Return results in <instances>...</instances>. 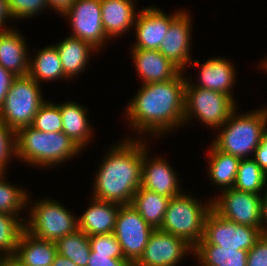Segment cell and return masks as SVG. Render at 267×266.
<instances>
[{"label":"cell","mask_w":267,"mask_h":266,"mask_svg":"<svg viewBox=\"0 0 267 266\" xmlns=\"http://www.w3.org/2000/svg\"><path fill=\"white\" fill-rule=\"evenodd\" d=\"M186 81L181 71L173 79L143 84L126 110L133 129L160 135L184 124Z\"/></svg>","instance_id":"1"},{"label":"cell","mask_w":267,"mask_h":266,"mask_svg":"<svg viewBox=\"0 0 267 266\" xmlns=\"http://www.w3.org/2000/svg\"><path fill=\"white\" fill-rule=\"evenodd\" d=\"M144 144L125 139L111 149L98 169L93 198L131 205L135 192L141 187Z\"/></svg>","instance_id":"2"},{"label":"cell","mask_w":267,"mask_h":266,"mask_svg":"<svg viewBox=\"0 0 267 266\" xmlns=\"http://www.w3.org/2000/svg\"><path fill=\"white\" fill-rule=\"evenodd\" d=\"M15 155L33 166H49L76 156L81 148L64 132H42L31 126L15 132Z\"/></svg>","instance_id":"3"},{"label":"cell","mask_w":267,"mask_h":266,"mask_svg":"<svg viewBox=\"0 0 267 266\" xmlns=\"http://www.w3.org/2000/svg\"><path fill=\"white\" fill-rule=\"evenodd\" d=\"M235 112L236 109L222 125L224 129L219 132L213 144L225 153L245 159L250 152H255L267 132V109L238 117Z\"/></svg>","instance_id":"4"},{"label":"cell","mask_w":267,"mask_h":266,"mask_svg":"<svg viewBox=\"0 0 267 266\" xmlns=\"http://www.w3.org/2000/svg\"><path fill=\"white\" fill-rule=\"evenodd\" d=\"M201 203L183 193L172 197L159 230L184 239L194 248L203 238L205 220L212 210V201L209 205Z\"/></svg>","instance_id":"5"},{"label":"cell","mask_w":267,"mask_h":266,"mask_svg":"<svg viewBox=\"0 0 267 266\" xmlns=\"http://www.w3.org/2000/svg\"><path fill=\"white\" fill-rule=\"evenodd\" d=\"M39 88V83L29 75L17 76L13 80L0 107V119L14 132L31 126L37 111L45 102Z\"/></svg>","instance_id":"6"},{"label":"cell","mask_w":267,"mask_h":266,"mask_svg":"<svg viewBox=\"0 0 267 266\" xmlns=\"http://www.w3.org/2000/svg\"><path fill=\"white\" fill-rule=\"evenodd\" d=\"M236 109L230 96L209 89L196 87L186 81L184 102V123L195 115L202 123L210 127H221Z\"/></svg>","instance_id":"7"},{"label":"cell","mask_w":267,"mask_h":266,"mask_svg":"<svg viewBox=\"0 0 267 266\" xmlns=\"http://www.w3.org/2000/svg\"><path fill=\"white\" fill-rule=\"evenodd\" d=\"M31 218L25 224V230L33 236L57 241L78 230V220L58 201L43 200L35 203L31 209Z\"/></svg>","instance_id":"8"},{"label":"cell","mask_w":267,"mask_h":266,"mask_svg":"<svg viewBox=\"0 0 267 266\" xmlns=\"http://www.w3.org/2000/svg\"><path fill=\"white\" fill-rule=\"evenodd\" d=\"M261 236L259 228L226 220L212 209L205 220L203 238L197 245L249 251Z\"/></svg>","instance_id":"9"},{"label":"cell","mask_w":267,"mask_h":266,"mask_svg":"<svg viewBox=\"0 0 267 266\" xmlns=\"http://www.w3.org/2000/svg\"><path fill=\"white\" fill-rule=\"evenodd\" d=\"M155 229L131 205H122L116 218L114 235L121 245L124 257L134 265Z\"/></svg>","instance_id":"10"},{"label":"cell","mask_w":267,"mask_h":266,"mask_svg":"<svg viewBox=\"0 0 267 266\" xmlns=\"http://www.w3.org/2000/svg\"><path fill=\"white\" fill-rule=\"evenodd\" d=\"M223 190L221 198L212 200V209L226 220L261 230V195L235 188Z\"/></svg>","instance_id":"11"},{"label":"cell","mask_w":267,"mask_h":266,"mask_svg":"<svg viewBox=\"0 0 267 266\" xmlns=\"http://www.w3.org/2000/svg\"><path fill=\"white\" fill-rule=\"evenodd\" d=\"M101 0H75L63 14L71 21L73 36L98 49L108 39L101 18Z\"/></svg>","instance_id":"12"},{"label":"cell","mask_w":267,"mask_h":266,"mask_svg":"<svg viewBox=\"0 0 267 266\" xmlns=\"http://www.w3.org/2000/svg\"><path fill=\"white\" fill-rule=\"evenodd\" d=\"M188 251L192 252L194 248L184 239L155 229L133 266H175Z\"/></svg>","instance_id":"13"},{"label":"cell","mask_w":267,"mask_h":266,"mask_svg":"<svg viewBox=\"0 0 267 266\" xmlns=\"http://www.w3.org/2000/svg\"><path fill=\"white\" fill-rule=\"evenodd\" d=\"M179 13L168 16L162 10L152 6L138 12L134 26L137 42L134 43L133 49L158 50L172 20Z\"/></svg>","instance_id":"14"},{"label":"cell","mask_w":267,"mask_h":266,"mask_svg":"<svg viewBox=\"0 0 267 266\" xmlns=\"http://www.w3.org/2000/svg\"><path fill=\"white\" fill-rule=\"evenodd\" d=\"M190 22L188 14L185 11H180L172 20L166 36L158 49L164 57L181 71L191 61L189 54L191 40Z\"/></svg>","instance_id":"15"},{"label":"cell","mask_w":267,"mask_h":266,"mask_svg":"<svg viewBox=\"0 0 267 266\" xmlns=\"http://www.w3.org/2000/svg\"><path fill=\"white\" fill-rule=\"evenodd\" d=\"M146 154L147 146L143 148L141 187L165 197L180 195L182 192L179 190V180L168 162L159 157L150 162Z\"/></svg>","instance_id":"16"},{"label":"cell","mask_w":267,"mask_h":266,"mask_svg":"<svg viewBox=\"0 0 267 266\" xmlns=\"http://www.w3.org/2000/svg\"><path fill=\"white\" fill-rule=\"evenodd\" d=\"M132 53L136 70L144 84L164 82L175 78L181 72L158 50L133 49Z\"/></svg>","instance_id":"17"},{"label":"cell","mask_w":267,"mask_h":266,"mask_svg":"<svg viewBox=\"0 0 267 266\" xmlns=\"http://www.w3.org/2000/svg\"><path fill=\"white\" fill-rule=\"evenodd\" d=\"M56 254L55 241L37 238L24 229L12 258L21 266H51Z\"/></svg>","instance_id":"18"},{"label":"cell","mask_w":267,"mask_h":266,"mask_svg":"<svg viewBox=\"0 0 267 266\" xmlns=\"http://www.w3.org/2000/svg\"><path fill=\"white\" fill-rule=\"evenodd\" d=\"M27 56L25 40L18 30H0V65L4 69L15 76H27L30 61Z\"/></svg>","instance_id":"19"},{"label":"cell","mask_w":267,"mask_h":266,"mask_svg":"<svg viewBox=\"0 0 267 266\" xmlns=\"http://www.w3.org/2000/svg\"><path fill=\"white\" fill-rule=\"evenodd\" d=\"M120 206L93 198L92 204L78 218V229L88 236L114 232Z\"/></svg>","instance_id":"20"},{"label":"cell","mask_w":267,"mask_h":266,"mask_svg":"<svg viewBox=\"0 0 267 266\" xmlns=\"http://www.w3.org/2000/svg\"><path fill=\"white\" fill-rule=\"evenodd\" d=\"M134 6L133 0H101L102 25L107 37L116 38L135 24Z\"/></svg>","instance_id":"21"},{"label":"cell","mask_w":267,"mask_h":266,"mask_svg":"<svg viewBox=\"0 0 267 266\" xmlns=\"http://www.w3.org/2000/svg\"><path fill=\"white\" fill-rule=\"evenodd\" d=\"M200 84L197 87L218 91L230 96V88L234 83L235 71L232 64L226 59L211 58L201 65Z\"/></svg>","instance_id":"22"},{"label":"cell","mask_w":267,"mask_h":266,"mask_svg":"<svg viewBox=\"0 0 267 266\" xmlns=\"http://www.w3.org/2000/svg\"><path fill=\"white\" fill-rule=\"evenodd\" d=\"M64 132L81 149L87 145L91 130L87 120V109L74 102L59 105Z\"/></svg>","instance_id":"23"},{"label":"cell","mask_w":267,"mask_h":266,"mask_svg":"<svg viewBox=\"0 0 267 266\" xmlns=\"http://www.w3.org/2000/svg\"><path fill=\"white\" fill-rule=\"evenodd\" d=\"M55 46L60 55L64 74L68 78L81 73L88 62L89 52L96 50L89 43L73 36L66 37Z\"/></svg>","instance_id":"24"},{"label":"cell","mask_w":267,"mask_h":266,"mask_svg":"<svg viewBox=\"0 0 267 266\" xmlns=\"http://www.w3.org/2000/svg\"><path fill=\"white\" fill-rule=\"evenodd\" d=\"M170 199V197L140 187L133 196L131 206L139 212L149 225L154 229H159L163 223Z\"/></svg>","instance_id":"25"},{"label":"cell","mask_w":267,"mask_h":266,"mask_svg":"<svg viewBox=\"0 0 267 266\" xmlns=\"http://www.w3.org/2000/svg\"><path fill=\"white\" fill-rule=\"evenodd\" d=\"M209 175L220 188H233L240 158L219 150L214 144L210 148Z\"/></svg>","instance_id":"26"},{"label":"cell","mask_w":267,"mask_h":266,"mask_svg":"<svg viewBox=\"0 0 267 266\" xmlns=\"http://www.w3.org/2000/svg\"><path fill=\"white\" fill-rule=\"evenodd\" d=\"M195 256L202 266H247L248 251L217 245H196Z\"/></svg>","instance_id":"27"},{"label":"cell","mask_w":267,"mask_h":266,"mask_svg":"<svg viewBox=\"0 0 267 266\" xmlns=\"http://www.w3.org/2000/svg\"><path fill=\"white\" fill-rule=\"evenodd\" d=\"M38 83L40 80L65 79L60 55L55 45L39 50V54L29 61V74Z\"/></svg>","instance_id":"28"},{"label":"cell","mask_w":267,"mask_h":266,"mask_svg":"<svg viewBox=\"0 0 267 266\" xmlns=\"http://www.w3.org/2000/svg\"><path fill=\"white\" fill-rule=\"evenodd\" d=\"M56 246L59 255L68 258L77 266H88L91 252L89 237L81 230L58 239Z\"/></svg>","instance_id":"29"},{"label":"cell","mask_w":267,"mask_h":266,"mask_svg":"<svg viewBox=\"0 0 267 266\" xmlns=\"http://www.w3.org/2000/svg\"><path fill=\"white\" fill-rule=\"evenodd\" d=\"M267 181V173L253 158L241 159L234 187L236 190L260 194Z\"/></svg>","instance_id":"30"},{"label":"cell","mask_w":267,"mask_h":266,"mask_svg":"<svg viewBox=\"0 0 267 266\" xmlns=\"http://www.w3.org/2000/svg\"><path fill=\"white\" fill-rule=\"evenodd\" d=\"M24 223V219L19 220L16 215L0 213V251L5 253V257H13L25 229Z\"/></svg>","instance_id":"31"},{"label":"cell","mask_w":267,"mask_h":266,"mask_svg":"<svg viewBox=\"0 0 267 266\" xmlns=\"http://www.w3.org/2000/svg\"><path fill=\"white\" fill-rule=\"evenodd\" d=\"M4 175L0 173V213L18 216L19 209L26 206L25 202L28 201V196L25 190L4 182Z\"/></svg>","instance_id":"32"},{"label":"cell","mask_w":267,"mask_h":266,"mask_svg":"<svg viewBox=\"0 0 267 266\" xmlns=\"http://www.w3.org/2000/svg\"><path fill=\"white\" fill-rule=\"evenodd\" d=\"M31 127L42 132H62V118L59 105L44 102L37 111Z\"/></svg>","instance_id":"33"},{"label":"cell","mask_w":267,"mask_h":266,"mask_svg":"<svg viewBox=\"0 0 267 266\" xmlns=\"http://www.w3.org/2000/svg\"><path fill=\"white\" fill-rule=\"evenodd\" d=\"M88 237L90 249L95 254L109 255V258L125 259L121 245L113 232Z\"/></svg>","instance_id":"34"},{"label":"cell","mask_w":267,"mask_h":266,"mask_svg":"<svg viewBox=\"0 0 267 266\" xmlns=\"http://www.w3.org/2000/svg\"><path fill=\"white\" fill-rule=\"evenodd\" d=\"M7 4L12 20L34 16L48 7L47 0H7Z\"/></svg>","instance_id":"35"},{"label":"cell","mask_w":267,"mask_h":266,"mask_svg":"<svg viewBox=\"0 0 267 266\" xmlns=\"http://www.w3.org/2000/svg\"><path fill=\"white\" fill-rule=\"evenodd\" d=\"M15 132L0 119V173H5L8 158L15 155Z\"/></svg>","instance_id":"36"},{"label":"cell","mask_w":267,"mask_h":266,"mask_svg":"<svg viewBox=\"0 0 267 266\" xmlns=\"http://www.w3.org/2000/svg\"><path fill=\"white\" fill-rule=\"evenodd\" d=\"M247 266H267V236H261L248 251Z\"/></svg>","instance_id":"37"},{"label":"cell","mask_w":267,"mask_h":266,"mask_svg":"<svg viewBox=\"0 0 267 266\" xmlns=\"http://www.w3.org/2000/svg\"><path fill=\"white\" fill-rule=\"evenodd\" d=\"M88 266H133L126 259L109 258V255L90 252Z\"/></svg>","instance_id":"38"},{"label":"cell","mask_w":267,"mask_h":266,"mask_svg":"<svg viewBox=\"0 0 267 266\" xmlns=\"http://www.w3.org/2000/svg\"><path fill=\"white\" fill-rule=\"evenodd\" d=\"M16 77L12 72L0 65V107L3 105L8 90Z\"/></svg>","instance_id":"39"},{"label":"cell","mask_w":267,"mask_h":266,"mask_svg":"<svg viewBox=\"0 0 267 266\" xmlns=\"http://www.w3.org/2000/svg\"><path fill=\"white\" fill-rule=\"evenodd\" d=\"M253 159L267 173V132L263 136L260 145L256 148Z\"/></svg>","instance_id":"40"},{"label":"cell","mask_w":267,"mask_h":266,"mask_svg":"<svg viewBox=\"0 0 267 266\" xmlns=\"http://www.w3.org/2000/svg\"><path fill=\"white\" fill-rule=\"evenodd\" d=\"M48 7L50 6L54 10L62 15L69 9V7L74 3L75 0H47Z\"/></svg>","instance_id":"41"},{"label":"cell","mask_w":267,"mask_h":266,"mask_svg":"<svg viewBox=\"0 0 267 266\" xmlns=\"http://www.w3.org/2000/svg\"><path fill=\"white\" fill-rule=\"evenodd\" d=\"M8 18L12 19L7 0H0V30H9L8 28L2 29L3 24Z\"/></svg>","instance_id":"42"},{"label":"cell","mask_w":267,"mask_h":266,"mask_svg":"<svg viewBox=\"0 0 267 266\" xmlns=\"http://www.w3.org/2000/svg\"><path fill=\"white\" fill-rule=\"evenodd\" d=\"M266 194L264 197H262V214H261V225H263L265 222L267 223V190H265ZM265 221V222H263ZM261 234L263 236H267V228L265 225L261 226Z\"/></svg>","instance_id":"43"},{"label":"cell","mask_w":267,"mask_h":266,"mask_svg":"<svg viewBox=\"0 0 267 266\" xmlns=\"http://www.w3.org/2000/svg\"><path fill=\"white\" fill-rule=\"evenodd\" d=\"M51 266H77V265L71 260H69L68 258L62 255H59L57 253L54 257V260Z\"/></svg>","instance_id":"44"},{"label":"cell","mask_w":267,"mask_h":266,"mask_svg":"<svg viewBox=\"0 0 267 266\" xmlns=\"http://www.w3.org/2000/svg\"><path fill=\"white\" fill-rule=\"evenodd\" d=\"M0 266H21L14 258L6 257L0 264Z\"/></svg>","instance_id":"45"},{"label":"cell","mask_w":267,"mask_h":266,"mask_svg":"<svg viewBox=\"0 0 267 266\" xmlns=\"http://www.w3.org/2000/svg\"><path fill=\"white\" fill-rule=\"evenodd\" d=\"M265 62H263V68H265L266 70H267V59L266 60H264Z\"/></svg>","instance_id":"46"},{"label":"cell","mask_w":267,"mask_h":266,"mask_svg":"<svg viewBox=\"0 0 267 266\" xmlns=\"http://www.w3.org/2000/svg\"><path fill=\"white\" fill-rule=\"evenodd\" d=\"M1 256V255H0ZM6 257L2 254V257H0V264Z\"/></svg>","instance_id":"47"}]
</instances>
